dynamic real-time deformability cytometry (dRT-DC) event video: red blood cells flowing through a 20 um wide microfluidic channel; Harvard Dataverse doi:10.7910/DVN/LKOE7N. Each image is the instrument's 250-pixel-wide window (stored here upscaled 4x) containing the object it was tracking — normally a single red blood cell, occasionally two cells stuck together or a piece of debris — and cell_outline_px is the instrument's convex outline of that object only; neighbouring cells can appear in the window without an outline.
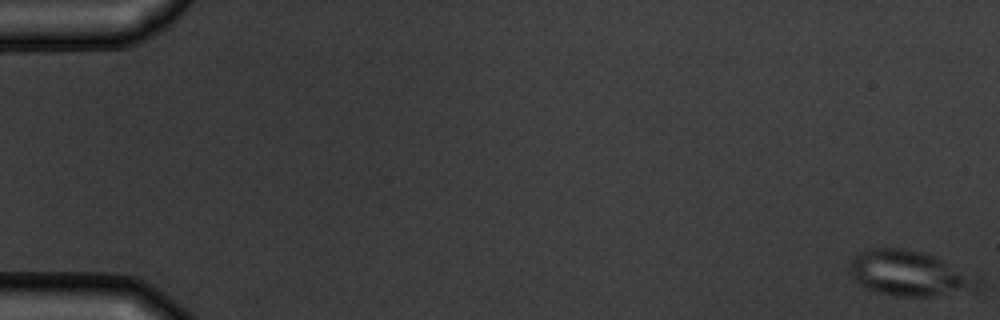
{"species": "common noctule bat (a hibernating species)", "species_latin": "Nyctalus noctula", "temperature_condition": "warm", "stored_images_in_passage": 8, "camera_frame_rate_fps": 3000, "um_per_image_px": 0.085, "animal": {"sex": "male", "body_mass_g": 19.5, "forearm_length_mm": 54.6}, "frame": {"image": 1, "passage_image": 1, "time_ms": 0.0, "image_size_px": [1000, 320], "cell_outline_px": [[984, 280], [980, 288], [932, 296], [896, 296], [880, 292], [868, 288], [860, 284], [852, 276], [848, 260], [856, 252], [868, 248], [904, 248], [924, 252], [984, 276]], "centroid_in_image_um": [77.37, 23.21], "position_along_channel_um": 7.6, "area_um2": 34.51}}